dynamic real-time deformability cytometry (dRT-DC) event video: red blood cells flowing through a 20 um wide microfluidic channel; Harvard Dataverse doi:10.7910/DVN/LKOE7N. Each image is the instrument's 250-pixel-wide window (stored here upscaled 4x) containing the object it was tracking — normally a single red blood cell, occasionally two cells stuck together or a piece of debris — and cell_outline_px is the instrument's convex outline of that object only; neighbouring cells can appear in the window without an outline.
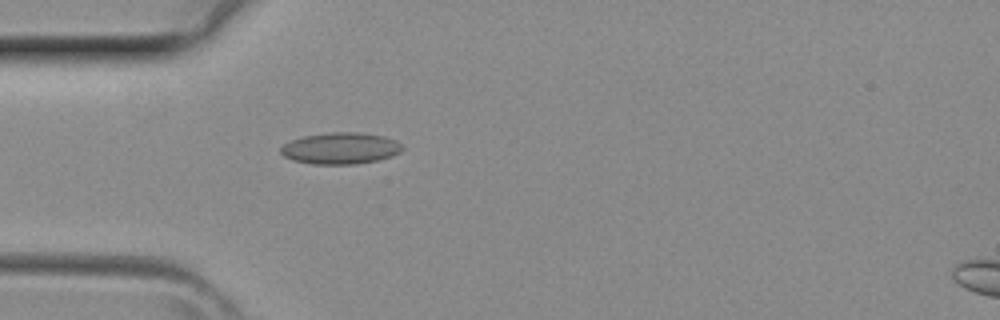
{"species": "common noctule bat (a hibernating species)", "species_latin": "Nyctalus noctula", "temperature_condition": "room temperature", "stored_images_in_passage": 2, "camera_frame_rate_fps": 3000, "um_per_image_px": 0.085, "animal": {"sex": "female", "body_mass_g": 29.2, "forearm_length_mm": 56.3}, "frame": {"image": 1, "passage_image": 2, "time_ms": 0.333, "image_size_px": [1000, 320], "cell_outline_px": [[404, 148], [400, 152], [392, 156], [376, 160], [356, 164], [312, 164], [292, 160], [284, 156], [280, 152], [280, 148], [284, 144], [292, 140], [304, 136], [332, 132], [360, 132], [384, 136], [396, 140]], "centroid_in_image_um": [28.95, 12.6], "position_along_channel_um": 56.1, "area_um2": 22.31}}